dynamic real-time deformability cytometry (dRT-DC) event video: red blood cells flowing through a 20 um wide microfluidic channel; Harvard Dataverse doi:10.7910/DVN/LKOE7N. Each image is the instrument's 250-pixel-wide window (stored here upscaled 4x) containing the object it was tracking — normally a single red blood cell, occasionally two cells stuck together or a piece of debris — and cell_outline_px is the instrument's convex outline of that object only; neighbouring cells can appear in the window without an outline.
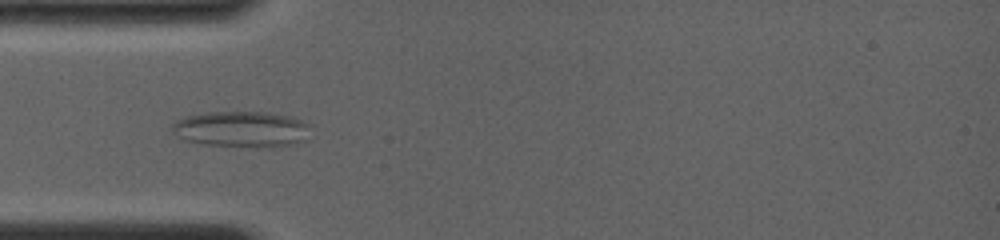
{"species": "common noctule bat (a hibernating species)", "species_latin": "Nyctalus noctula", "temperature_condition": "room temperature", "stored_images_in_passage": 20, "camera_frame_rate_fps": 4000, "um_per_image_px": 0.085, "animal": {"sex": "female", "body_mass_g": 19.0, "forearm_length_mm": 56.7}, "frame": {"image": 1, "passage_image": 12, "time_ms": 4.0, "image_size_px": [1000, 240], "cell_outline_px": [[312, 124], [304, 140], [292, 144], [268, 148], [204, 144], [184, 140], [176, 136], [172, 132], [172, 124], [176, 120], [188, 116], [204, 112], [268, 112], [288, 116]], "centroid_in_image_um": [20.52, 10.98], "position_along_channel_um": 64.5, "area_um2": 29.13}}
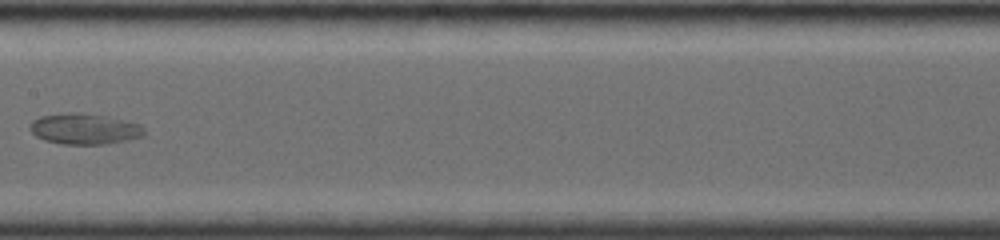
{"frame": {"image": 2, "passage_image": 17, "time_ms": 7.5, "image_size_px": [1000, 240], "cell_outline_px": [[144, 136], [128, 140], [104, 144], [60, 144], [44, 140], [36, 136], [28, 128], [28, 124], [32, 120], [40, 116], [68, 112], [76, 112], [104, 116], [140, 124], [144, 128]], "centroid_in_image_um": [7.13, 10.96], "position_along_channel_um": 200.3, "area_um2": 20.58}}
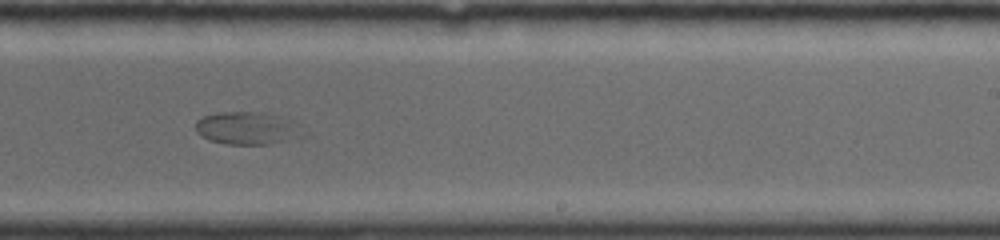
{"frame": {"image": 3, "passage_image": 19, "time_ms": 9.25, "image_size_px": [1000, 240], "cell_outline_px": [[292, 120], [288, 136], [280, 140], [268, 144], [224, 144], [208, 140], [200, 136], [196, 132], [196, 120], [204, 116], [220, 112], [256, 112], [276, 116]], "centroid_in_image_um": [20.65, 10.88], "position_along_channel_um": 268.3, "area_um2": 18.79}}